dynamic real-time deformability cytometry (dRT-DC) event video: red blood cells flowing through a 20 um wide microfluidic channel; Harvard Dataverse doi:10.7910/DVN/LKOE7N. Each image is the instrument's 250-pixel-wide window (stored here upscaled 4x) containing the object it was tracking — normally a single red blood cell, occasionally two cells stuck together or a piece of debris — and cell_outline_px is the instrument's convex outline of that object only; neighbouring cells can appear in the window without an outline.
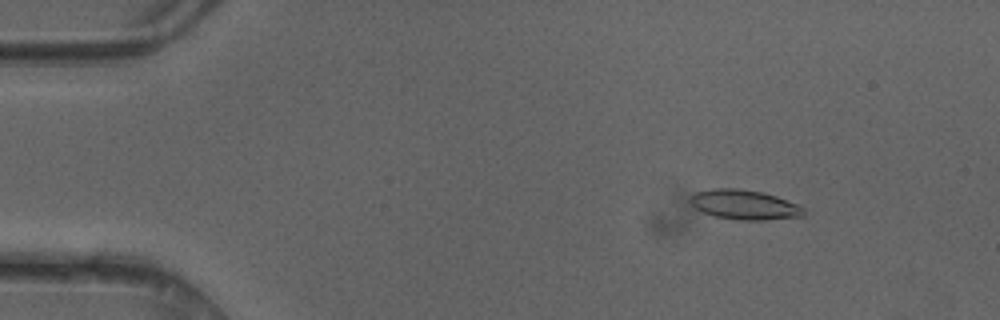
{"species": "common noctule bat (a hibernating species)", "species_latin": "Nyctalus noctula", "temperature_condition": "cold", "stored_images_in_passage": 50, "camera_frame_rate_fps": 3000, "um_per_image_px": 0.085, "animal": {"sex": "female"}, "frame": {"image": 1, "passage_image": 7, "time_ms": 2.0, "image_size_px": [1000, 320], "cell_outline_px": [[804, 216], [764, 220], [740, 220], [716, 216], [704, 212], [696, 208], [688, 200], [696, 192], [712, 188], [736, 188], [760, 192], [776, 196], [800, 204], [804, 208]], "centroid_in_image_um": [63.31, 17.4], "position_along_channel_um": 21.7, "area_um2": 19.54}}
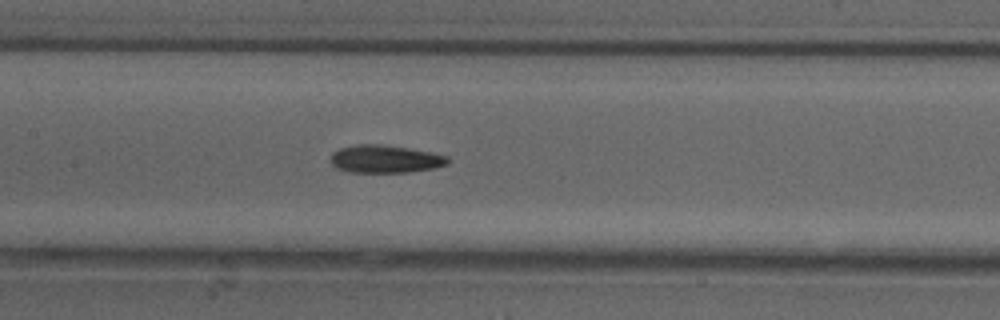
{"frame": {"image": 2, "passage_image": 24, "time_ms": 7.667, "image_size_px": [1000, 320], "cell_outline_px": [[452, 160], [448, 164], [432, 168], [408, 172], [348, 172], [336, 168], [328, 160], [332, 152], [340, 148], [356, 144], [380, 144], [408, 148], [432, 152], [448, 156]], "centroid_in_image_um": [32.72, 13.51], "position_along_channel_um": 174.7, "area_um2": 19.19}}
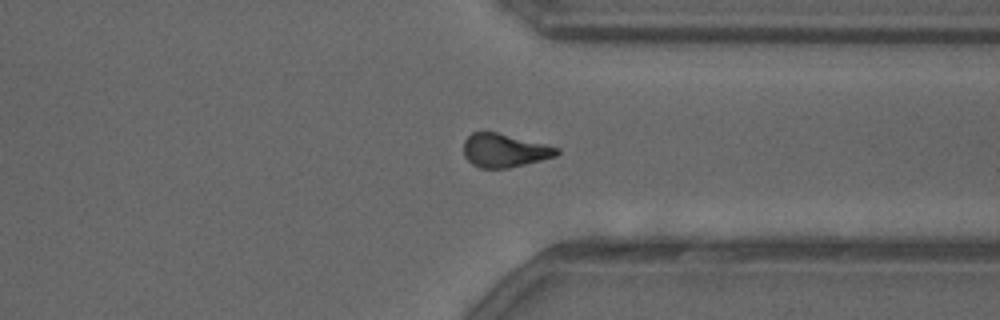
{"frame": {"image": 3, "passage_image": 38, "time_ms": 12.333, "image_size_px": [1000, 320], "cell_outline_px": [[560, 152], [556, 156], [508, 168], [480, 168], [472, 164], [464, 156], [464, 140], [472, 132], [496, 132], [560, 148]], "centroid_in_image_um": [42.86, 12.79], "position_along_channel_um": 368.5, "area_um2": 17.98}, "authors_computed_cell_mechanics": {"area_um2": 18.6116, "velocity_mm_per_s": 4.1868, "shape_relaxation_time_tau1_ms": 9.9068, "shape_relaxation_time_tau2_ms": 7.0618, "deformation_change_tau1": 0.1992, "deformation_change_tau2": 0.1714}}